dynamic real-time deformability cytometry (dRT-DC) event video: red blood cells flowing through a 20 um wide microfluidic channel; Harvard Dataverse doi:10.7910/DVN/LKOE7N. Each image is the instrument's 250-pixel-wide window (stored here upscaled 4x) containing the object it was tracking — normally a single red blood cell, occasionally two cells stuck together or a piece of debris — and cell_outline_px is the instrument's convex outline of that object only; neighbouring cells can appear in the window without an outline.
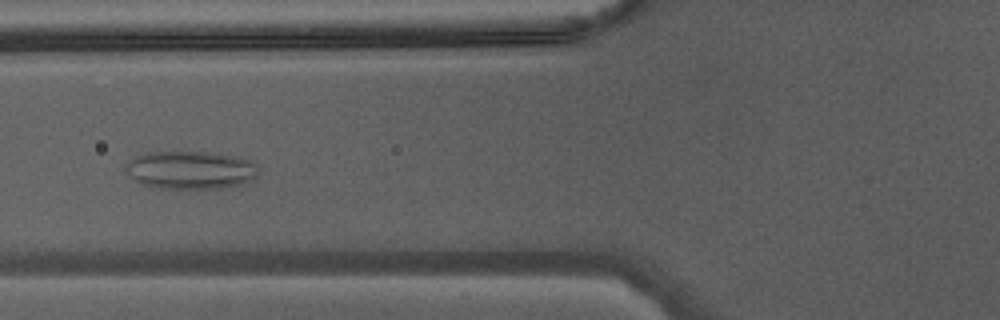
{"species": "Egyptian fruit bat (a non-hibernating species)", "species_latin": "Rousettus aegyptiacus", "temperature_condition": "warm", "stored_images_in_passage": 32, "camera_frame_rate_fps": 3000, "um_per_image_px": 0.085, "animal": {"sex": "male"}, "frame": {"image": 1, "passage_image": 15, "time_ms": 4.667, "image_size_px": [1000, 320], "cell_outline_px": [[256, 176], [252, 180], [244, 184], [220, 188], [152, 188], [140, 184], [124, 172], [124, 164], [128, 160], [136, 156], [148, 152], [208, 152], [232, 156], [248, 160], [256, 164]], "centroid_in_image_um": [16.11, 14.46], "position_along_channel_um": 109.7, "area_um2": 29.59}}